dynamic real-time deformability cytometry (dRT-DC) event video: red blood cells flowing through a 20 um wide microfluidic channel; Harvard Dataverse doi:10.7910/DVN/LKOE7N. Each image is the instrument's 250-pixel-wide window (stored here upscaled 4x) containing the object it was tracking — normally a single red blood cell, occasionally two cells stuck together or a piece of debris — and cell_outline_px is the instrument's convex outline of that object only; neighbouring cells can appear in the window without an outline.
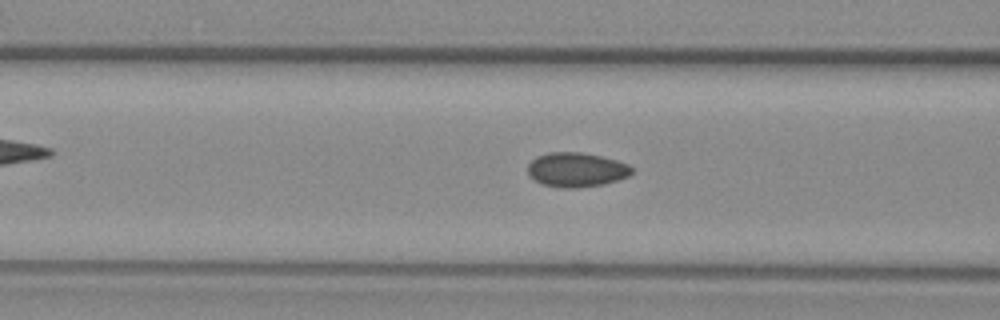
{"species": "common noctule bat (a hibernating species)", "species_latin": "Nyctalus noctula", "temperature_condition": "warm", "stored_images_in_passage": 50, "camera_frame_rate_fps": 3000, "um_per_image_px": 0.085, "animal": {"sex": "female", "body_mass_g": 29.2, "forearm_length_mm": 56.3}, "frame": {"image": 1, "passage_image": 21, "time_ms": 6.667, "image_size_px": [1000, 320], "cell_outline_px": [[632, 172], [628, 176], [604, 184], [576, 188], [560, 188], [540, 184], [528, 172], [528, 164], [536, 156], [548, 152], [580, 152], [600, 156], [616, 160], [628, 164], [632, 168]], "centroid_in_image_um": [48.97, 14.43], "position_along_channel_um": 117.6, "area_um2": 20.81}}
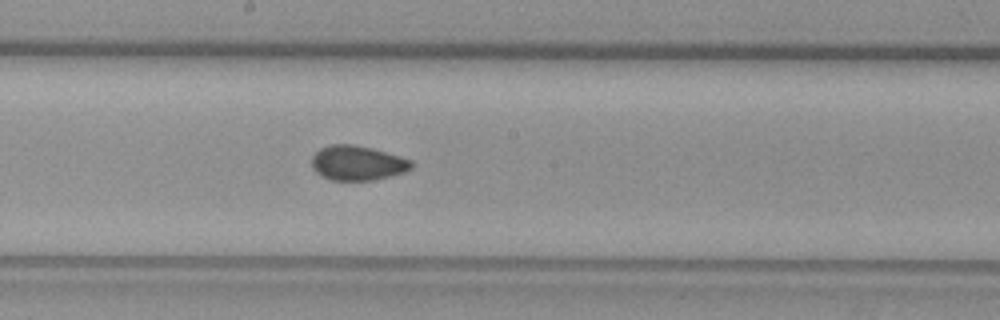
{"frame": {"image": 2, "passage_image": 29, "time_ms": 9.333, "image_size_px": [1000, 320], "cell_outline_px": [[412, 168], [404, 172], [372, 180], [332, 180], [316, 172], [312, 168], [312, 156], [320, 148], [328, 144], [352, 144], [372, 148], [412, 160]], "centroid_in_image_um": [30.36, 13.84], "position_along_channel_um": 217.8, "area_um2": 20.0}}
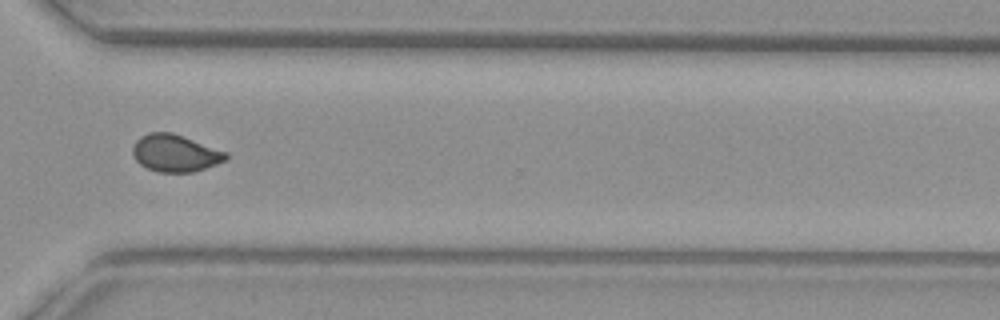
{"frame": {"image": 3, "passage_image": 40, "time_ms": 13.0, "image_size_px": [1000, 320], "cell_outline_px": [[228, 160], [192, 172], [156, 172], [140, 164], [136, 160], [132, 152], [132, 148], [136, 140], [140, 136], [148, 132], [172, 132], [184, 136], [228, 152]], "centroid_in_image_um": [14.9, 13.01], "position_along_channel_um": 355.7, "area_um2": 20.35}, "authors_computed_cell_mechanics": {"area_um2": 20.23, "velocity_mm_per_s": 3.7599, "shape_relaxation_time_tau1_ms": null, "shape_relaxation_time_tau2_ms": 1.7253, "deformation_change_tau1": null, "deformation_change_tau2": 0.0418}}